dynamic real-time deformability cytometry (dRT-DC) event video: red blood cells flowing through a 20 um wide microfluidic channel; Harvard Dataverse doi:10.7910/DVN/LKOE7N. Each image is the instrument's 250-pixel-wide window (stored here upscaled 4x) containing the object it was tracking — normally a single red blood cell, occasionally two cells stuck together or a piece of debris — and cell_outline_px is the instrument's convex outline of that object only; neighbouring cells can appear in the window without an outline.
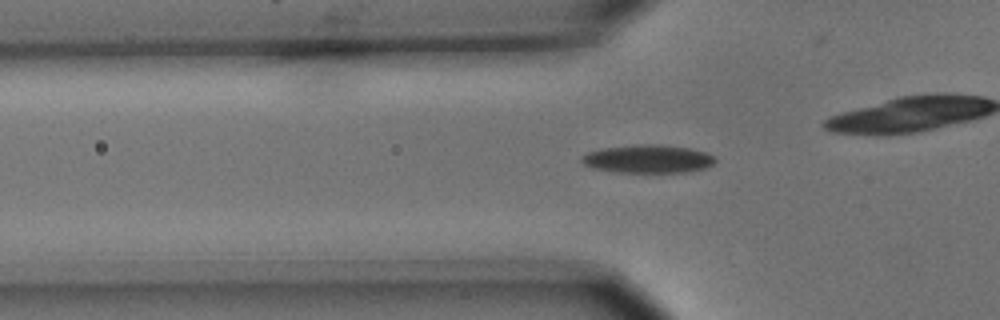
{"species": "common noctule bat (a hibernating species)", "species_latin": "Nyctalus noctula", "temperature_condition": "cold", "stored_images_in_passage": 50, "camera_frame_rate_fps": 3000, "um_per_image_px": 0.085, "animal": {"sex": "male", "body_mass_g": 15.6}, "frame": {"image": 1, "passage_image": 13, "time_ms": 4.0, "image_size_px": [1000, 320], "cell_outline_px": [[716, 160], [712, 164], [704, 168], [688, 172], [616, 172], [592, 168], [584, 164], [580, 160], [580, 156], [588, 152], [600, 148], [636, 144], [656, 144], [688, 148], [704, 152], [712, 156]], "centroid_in_image_um": [55.0, 13.5], "position_along_channel_um": 70.8, "area_um2": 21.91}}
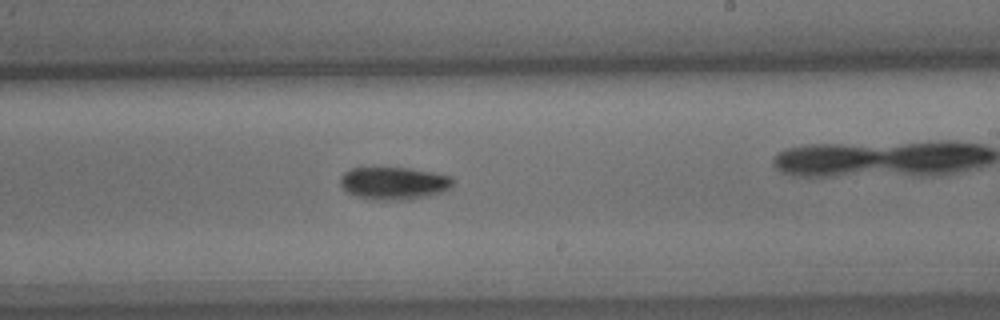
{"frame": {"image": 2, "passage_image": 28, "time_ms": 9.0, "image_size_px": [1000, 320], "cell_outline_px": [[452, 188], [444, 192], [412, 200], [372, 200], [356, 196], [348, 192], [340, 184], [340, 176], [344, 172], [352, 168], [412, 168], [452, 176]], "centroid_in_image_um": [33.51, 15.59], "position_along_channel_um": 255.5, "area_um2": 21.68}}
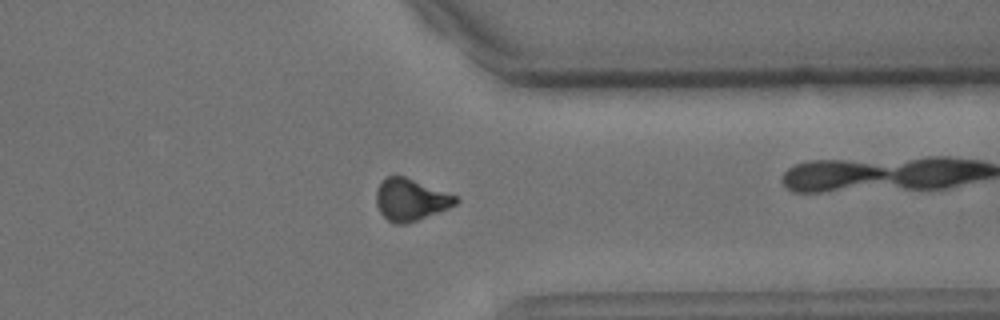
{"frame": {"image": 3, "passage_image": 38, "time_ms": 12.333, "image_size_px": [1000, 320], "cell_outline_px": [[460, 200], [456, 204], [448, 208], [416, 220], [404, 224], [396, 224], [388, 220], [380, 212], [376, 204], [376, 192], [380, 184], [388, 176], [404, 176], [456, 196]], "centroid_in_image_um": [34.89, 16.98], "position_along_channel_um": 376.5, "area_um2": 18.96}, "authors_computed_cell_mechanics": {"area_um2": 20.1722, "velocity_mm_per_s": 3.6911, "shape_relaxation_time_tau1_ms": 1.9943, "shape_relaxation_time_tau2_ms": null, "deformation_change_tau1": 0.1231, "deformation_change_tau2": null}}